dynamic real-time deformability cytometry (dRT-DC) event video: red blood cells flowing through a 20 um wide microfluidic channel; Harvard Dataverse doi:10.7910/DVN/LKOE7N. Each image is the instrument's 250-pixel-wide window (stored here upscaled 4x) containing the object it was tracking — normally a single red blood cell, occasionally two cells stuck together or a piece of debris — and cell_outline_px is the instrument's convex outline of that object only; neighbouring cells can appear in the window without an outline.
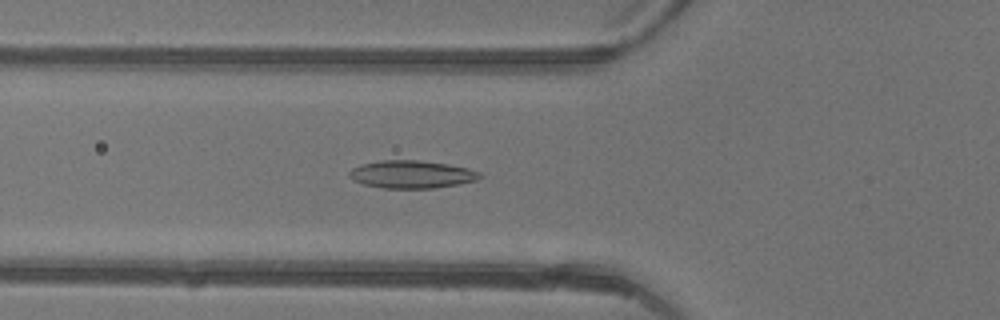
{"species": "common noctule bat (a hibernating species)", "species_latin": "Nyctalus noctula", "temperature_condition": "warm", "stored_images_in_passage": 31, "camera_frame_rate_fps": 3000, "um_per_image_px": 0.085, "animal": {"sex": "female"}, "frame": {"image": 1, "passage_image": 7, "time_ms": 2.0, "image_size_px": [1000, 320], "cell_outline_px": [[484, 176], [476, 180], [460, 184], [432, 188], [384, 188], [364, 184], [348, 176], [348, 172], [352, 168], [360, 164], [380, 160], [416, 160], [448, 164], [468, 168], [480, 172]], "centroid_in_image_um": [35.0, 14.81], "position_along_channel_um": 90.8, "area_um2": 21.1}}
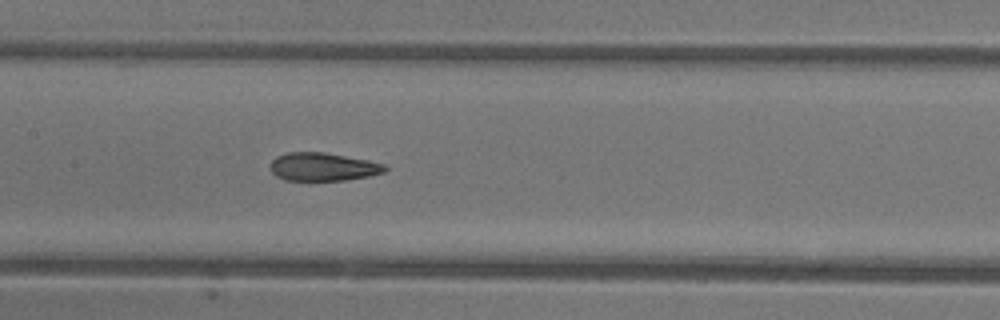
{"frame": {"image": 2, "passage_image": 13, "time_ms": 4.0, "image_size_px": [1000, 320], "cell_outline_px": [[388, 168], [384, 172], [368, 176], [344, 180], [284, 180], [276, 176], [272, 172], [272, 160], [276, 156], [288, 152], [324, 152], [368, 160], [384, 164]], "centroid_in_image_um": [27.45, 14.17], "position_along_channel_um": 179.9, "area_um2": 18.67}}
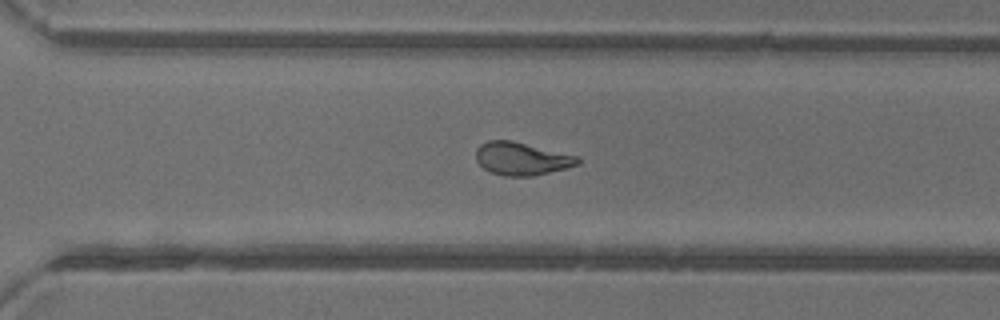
{"frame": {"image": 3, "passage_image": 23, "time_ms": 7.333, "image_size_px": [1000, 320], "cell_outline_px": [[580, 164], [568, 168], [532, 176], [504, 176], [492, 172], [484, 168], [476, 160], [476, 148], [480, 144], [488, 140], [512, 140], [580, 156]], "centroid_in_image_um": [44.37, 13.48], "position_along_channel_um": 326.2, "area_um2": 19.71}, "authors_computed_cell_mechanics": {"area_um2": 19.5942, "velocity_mm_per_s": 4.4123, "shape_relaxation_time_tau1_ms": 9.1625, "shape_relaxation_time_tau2_ms": 1.4913, "deformation_change_tau1": 0.254, "deformation_change_tau2": 0.0876}}